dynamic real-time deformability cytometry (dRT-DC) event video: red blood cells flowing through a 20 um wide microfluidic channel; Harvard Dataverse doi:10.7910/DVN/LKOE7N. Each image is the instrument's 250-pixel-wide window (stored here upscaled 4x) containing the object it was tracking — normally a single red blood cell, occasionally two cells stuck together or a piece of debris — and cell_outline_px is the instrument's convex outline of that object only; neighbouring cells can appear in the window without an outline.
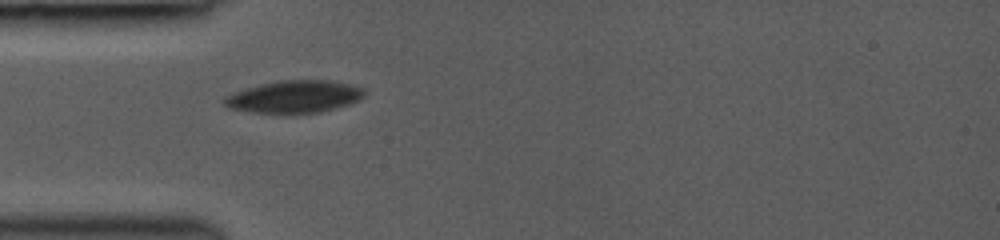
{"species": "common noctule bat (a hibernating species)", "species_latin": "Nyctalus noctula", "temperature_condition": "room temperature", "stored_images_in_passage": 3, "camera_frame_rate_fps": 3000, "um_per_image_px": 0.085, "animal": {"sex": "female", "body_mass_g": 19.0, "forearm_length_mm": 53.3}, "frame": {"image": 1, "passage_image": 1, "time_ms": 0.0, "image_size_px": [1000, 240], "cell_outline_px": [[364, 96], [360, 100], [348, 104], [320, 112], [288, 116], [252, 112], [228, 108], [224, 104], [224, 96], [260, 84], [280, 80], [328, 80], [352, 84], [364, 88]], "centroid_in_image_um": [25.02, 8.25], "position_along_channel_um": 60.0, "area_um2": 26.99}}
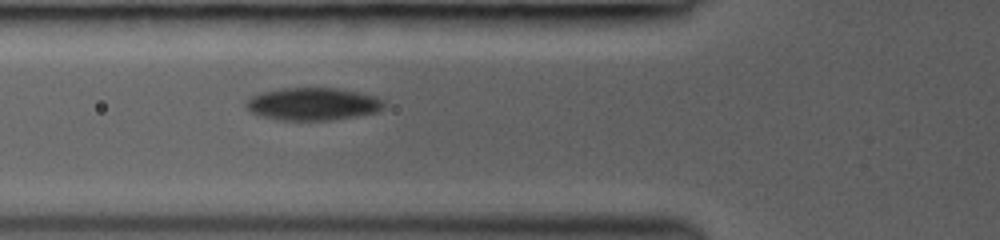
{"frame": {"image": 2, "passage_image": 3, "time_ms": 1.0, "image_size_px": [1000, 240], "cell_outline_px": [[384, 108], [376, 112], [356, 116], [332, 120], [276, 120], [256, 116], [244, 104], [252, 96], [260, 92], [284, 88], [340, 88], [360, 92], [376, 96], [384, 100]], "centroid_in_image_um": [26.59, 8.84], "position_along_channel_um": 99.2, "area_um2": 26.47}}